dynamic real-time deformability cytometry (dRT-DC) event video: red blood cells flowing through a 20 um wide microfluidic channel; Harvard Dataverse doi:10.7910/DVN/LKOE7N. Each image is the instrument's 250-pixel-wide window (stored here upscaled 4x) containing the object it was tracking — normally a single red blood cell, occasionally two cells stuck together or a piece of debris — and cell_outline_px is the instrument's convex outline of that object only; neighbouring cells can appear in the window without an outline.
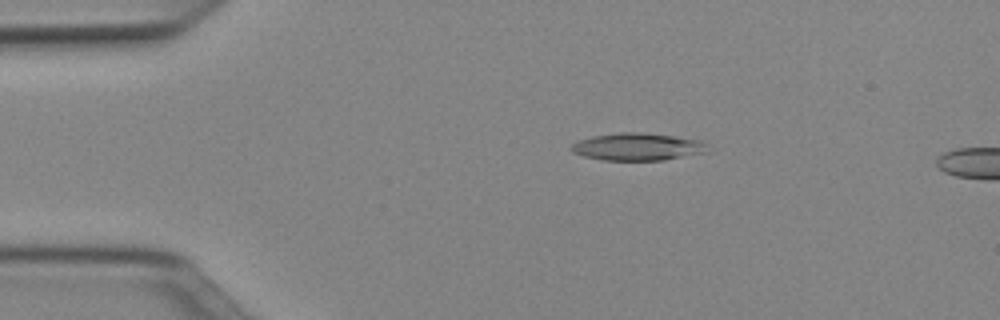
{"species": "Egyptian fruit bat (a non-hibernating species)", "species_latin": "Rousettus aegyptiacus", "temperature_condition": "cold", "stored_images_in_passage": 12, "camera_frame_rate_fps": 3000, "um_per_image_px": 0.085, "animal": {"sex": "female"}, "frame": {"image": 1, "passage_image": 9, "time_ms": 2.667, "image_size_px": [1000, 320], "cell_outline_px": [[708, 152], [664, 160], [604, 160], [584, 156], [572, 152], [568, 148], [572, 144], [580, 140], [592, 136], [620, 132], [644, 132], [700, 140], [708, 144]], "centroid_in_image_um": [54.2, 12.47], "position_along_channel_um": 30.8, "area_um2": 21.85}}